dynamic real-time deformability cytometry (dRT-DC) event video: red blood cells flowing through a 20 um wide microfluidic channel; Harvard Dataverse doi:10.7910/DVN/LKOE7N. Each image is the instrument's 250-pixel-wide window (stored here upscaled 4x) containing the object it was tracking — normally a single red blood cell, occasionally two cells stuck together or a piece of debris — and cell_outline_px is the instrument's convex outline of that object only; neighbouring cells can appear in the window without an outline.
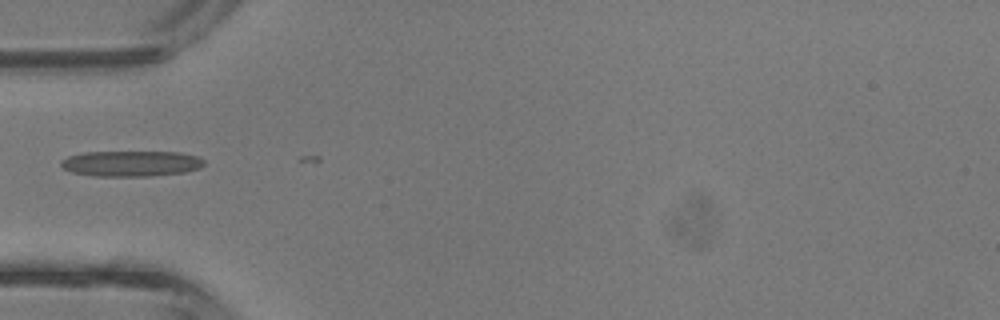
{"species": "common noctule bat (a hibernating species)", "species_latin": "Nyctalus noctula", "temperature_condition": "room temperature", "stored_images_in_passage": 6, "camera_frame_rate_fps": 3000, "um_per_image_px": 0.085, "animal": {"sex": "male", "body_mass_g": 13.3}, "frame": {"image": 1, "passage_image": 2, "time_ms": 0.333, "image_size_px": [1000, 320], "cell_outline_px": [[204, 164], [200, 168], [184, 172], [148, 176], [92, 176], [72, 172], [64, 168], [60, 164], [60, 160], [68, 156], [84, 152], [180, 152], [196, 156], [204, 160]], "centroid_in_image_um": [11.12, 13.9], "position_along_channel_um": 73.9, "area_um2": 21.39}}
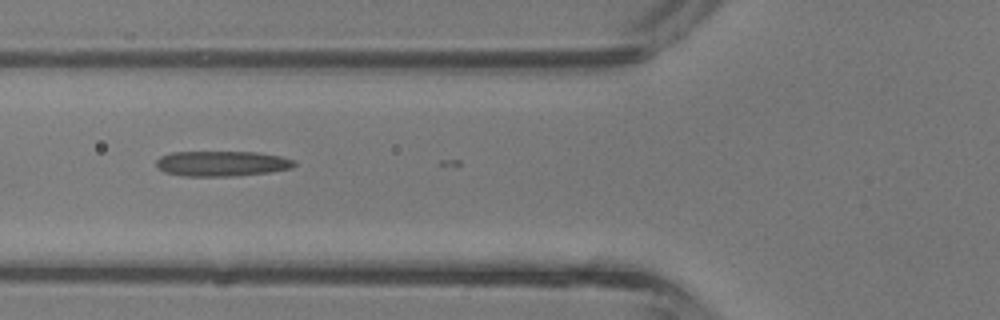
{"frame": {"image": 2, "passage_image": 4, "time_ms": 1.0, "image_size_px": [1000, 320], "cell_outline_px": [[296, 164], [292, 168], [272, 172], [232, 176], [184, 176], [164, 172], [156, 168], [156, 160], [160, 156], [172, 152], [256, 152], [280, 156], [292, 160]], "centroid_in_image_um": [18.82, 13.91], "position_along_channel_um": 107.0, "area_um2": 20.4}}